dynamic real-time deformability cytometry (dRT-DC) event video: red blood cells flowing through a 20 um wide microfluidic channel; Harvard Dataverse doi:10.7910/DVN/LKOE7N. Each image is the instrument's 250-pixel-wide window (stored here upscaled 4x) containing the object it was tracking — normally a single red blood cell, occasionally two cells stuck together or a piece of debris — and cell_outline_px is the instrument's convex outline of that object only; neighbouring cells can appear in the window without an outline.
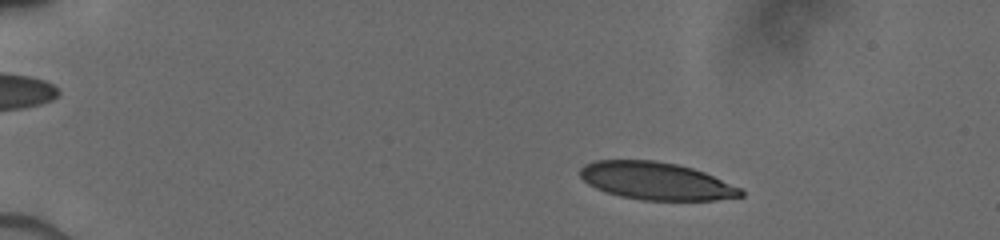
{"species": "human", "species_latin": "Homo sapiens", "temperature_condition": "cold", "stored_images_in_passage": 13, "camera_frame_rate_fps": 3000, "um_per_image_px": 0.085, "donor": {"sex": "male"}, "frame": {"image": 1, "passage_image": 5, "time_ms": 1.667, "image_size_px": [1000, 240], "cell_outline_px": [[744, 196], [716, 200], [644, 200], [620, 196], [596, 188], [588, 184], [580, 176], [580, 168], [584, 164], [596, 160], [656, 160], [676, 164], [692, 168], [704, 172], [740, 188], [744, 192]], "centroid_in_image_um": [55.76, 15.38], "position_along_channel_um": 29.2, "area_um2": 35.03}}
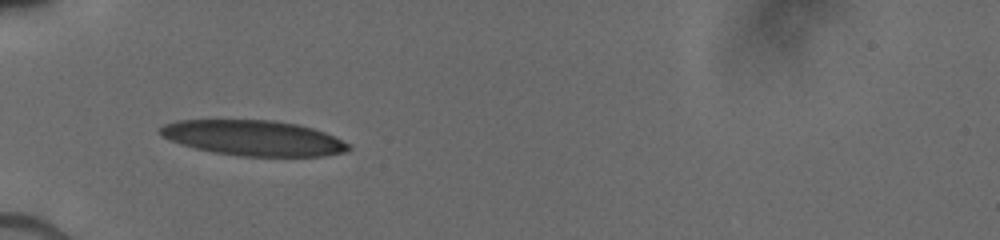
{"frame": {"image": 2, "passage_image": 11, "time_ms": 4.667, "image_size_px": [1000, 240], "cell_outline_px": [[352, 148], [348, 152], [324, 156], [240, 156], [216, 152], [196, 148], [180, 144], [160, 136], [160, 128], [164, 124], [176, 120], [276, 120], [300, 124], [324, 132], [348, 144]], "centroid_in_image_um": [21.55, 11.72], "position_along_channel_um": 63.5, "area_um2": 38.78}}
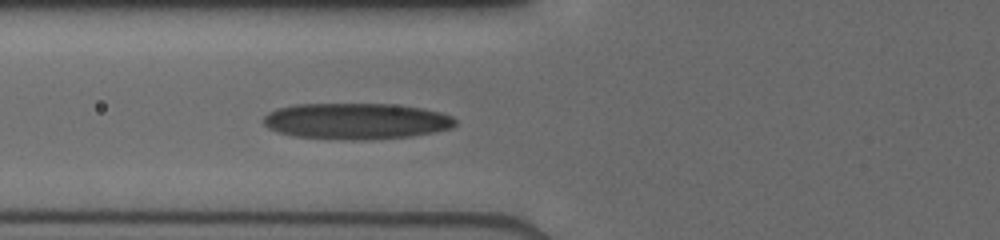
{"frame": {"image": 3, "passage_image": 13, "time_ms": 5.667, "image_size_px": [1000, 240], "cell_outline_px": [[456, 124], [452, 128], [412, 136], [364, 140], [348, 140], [296, 136], [276, 132], [268, 128], [264, 124], [264, 116], [268, 112], [276, 108], [292, 104], [392, 104], [420, 108], [440, 112], [452, 116], [456, 120]], "centroid_in_image_um": [30.25, 10.29], "position_along_channel_um": 95.6, "area_um2": 40.52}}